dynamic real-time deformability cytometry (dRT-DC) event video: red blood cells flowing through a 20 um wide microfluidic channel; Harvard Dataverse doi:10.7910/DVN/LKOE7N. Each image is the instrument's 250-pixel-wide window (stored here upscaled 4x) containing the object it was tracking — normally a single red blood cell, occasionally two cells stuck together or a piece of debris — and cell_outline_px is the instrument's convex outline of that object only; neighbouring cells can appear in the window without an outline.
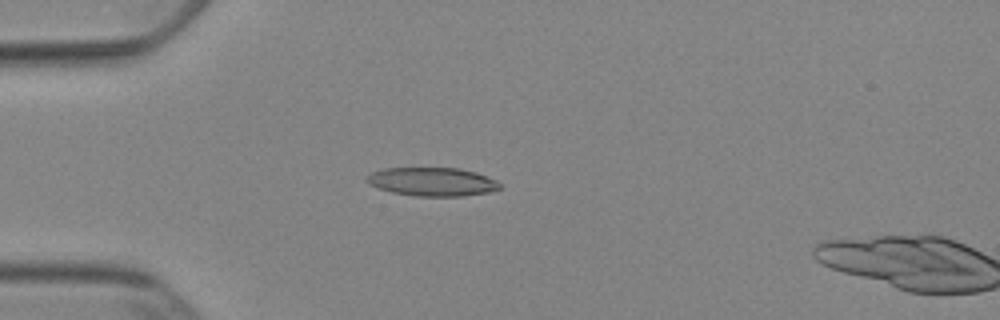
{"species": "Egyptian fruit bat (a non-hibernating species)", "species_latin": "Rousettus aegyptiacus", "temperature_condition": "cold", "stored_images_in_passage": 17, "camera_frame_rate_fps": 3000, "um_per_image_px": 0.085, "animal": {"sex": "female"}, "frame": {"image": 1, "passage_image": 15, "time_ms": 4.667, "image_size_px": [1000, 320], "cell_outline_px": [[500, 188], [488, 192], [464, 196], [416, 196], [392, 192], [376, 188], [368, 184], [364, 180], [372, 172], [384, 168], [460, 168], [476, 172], [496, 180], [500, 184]], "centroid_in_image_um": [36.71, 15.45], "position_along_channel_um": 48.3, "area_um2": 22.2}}